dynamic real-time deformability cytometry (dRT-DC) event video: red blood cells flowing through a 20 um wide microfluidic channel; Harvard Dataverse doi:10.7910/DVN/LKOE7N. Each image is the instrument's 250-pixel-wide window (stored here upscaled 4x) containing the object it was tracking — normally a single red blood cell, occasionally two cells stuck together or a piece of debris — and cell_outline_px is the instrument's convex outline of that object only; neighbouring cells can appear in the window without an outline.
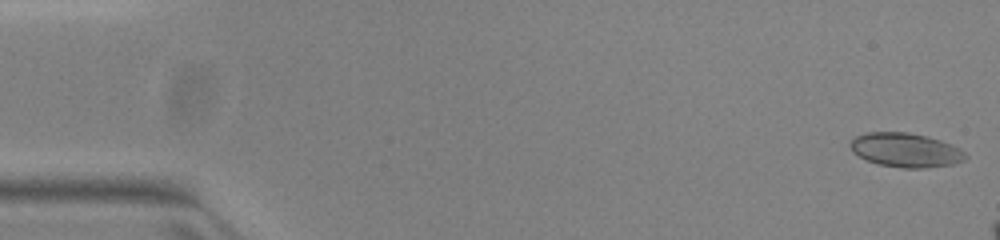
{"species": "common noctule bat (a hibernating species)", "species_latin": "Nyctalus noctula", "temperature_condition": "warm", "stored_images_in_passage": 10, "camera_frame_rate_fps": 3000, "um_per_image_px": 0.085, "animal": {"sex": "female", "body_mass_g": 23.0, "forearm_length_mm": 53.4}, "frame": {"image": 1, "passage_image": 1, "time_ms": 0.0, "image_size_px": [1000, 240], "cell_outline_px": [[968, 156], [964, 160], [952, 164], [924, 168], [904, 168], [880, 164], [868, 160], [852, 152], [848, 144], [856, 136], [868, 132], [908, 132], [928, 136], [940, 140], [964, 152]], "centroid_in_image_um": [76.95, 12.75], "position_along_channel_um": 8.1, "area_um2": 22.66}}